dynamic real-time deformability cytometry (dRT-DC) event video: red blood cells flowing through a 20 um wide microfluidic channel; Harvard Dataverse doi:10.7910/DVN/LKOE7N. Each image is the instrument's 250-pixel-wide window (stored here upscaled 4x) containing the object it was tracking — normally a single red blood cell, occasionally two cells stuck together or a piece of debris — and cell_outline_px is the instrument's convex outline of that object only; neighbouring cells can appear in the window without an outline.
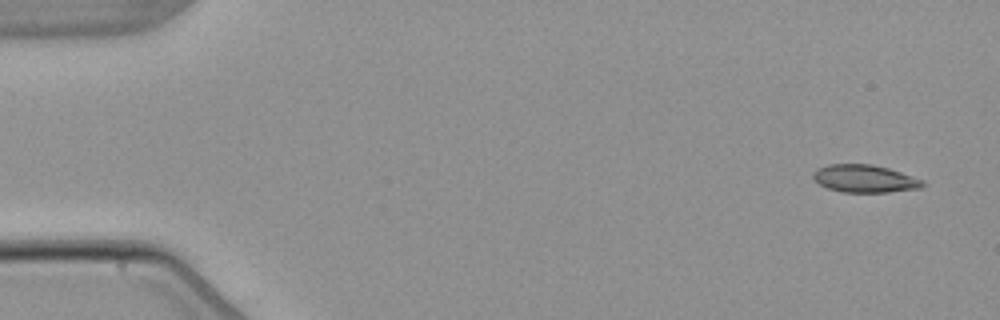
{"species": "common noctule bat (a hibernating species)", "species_latin": "Nyctalus noctula", "temperature_condition": "warm", "stored_images_in_passage": 5, "camera_frame_rate_fps": 3000, "um_per_image_px": 0.085, "animal": {"sex": "male", "body_mass_g": 21.5, "forearm_length_mm": 52.0}, "frame": {"image": 1, "passage_image": 1, "time_ms": 0.0, "image_size_px": [1000, 320], "cell_outline_px": [[924, 188], [888, 192], [844, 192], [828, 188], [820, 184], [812, 176], [812, 172], [816, 168], [828, 164], [872, 164], [888, 168], [924, 180]], "centroid_in_image_um": [73.51, 15.18], "position_along_channel_um": 11.5, "area_um2": 17.69}}
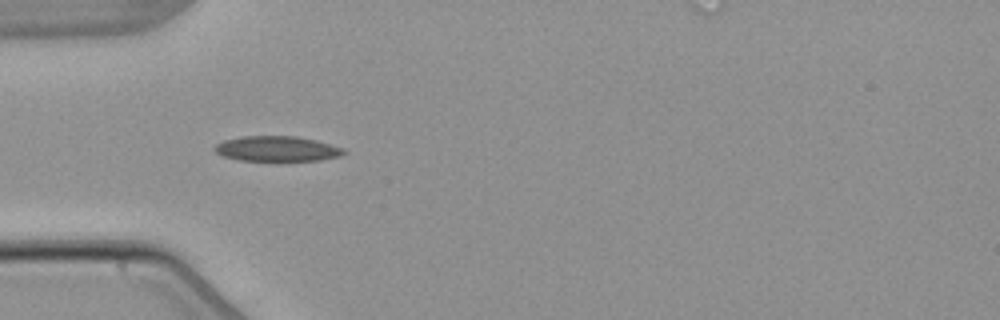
{"frame": {"image": 2, "passage_image": 4, "time_ms": 4.667, "image_size_px": [1000, 320], "cell_outline_px": [[348, 152], [340, 156], [320, 160], [240, 160], [224, 156], [216, 152], [212, 148], [216, 144], [224, 140], [244, 136], [296, 136], [316, 140], [344, 148]], "centroid_in_image_um": [23.57, 12.63], "position_along_channel_um": 61.4, "area_um2": 18.84}}
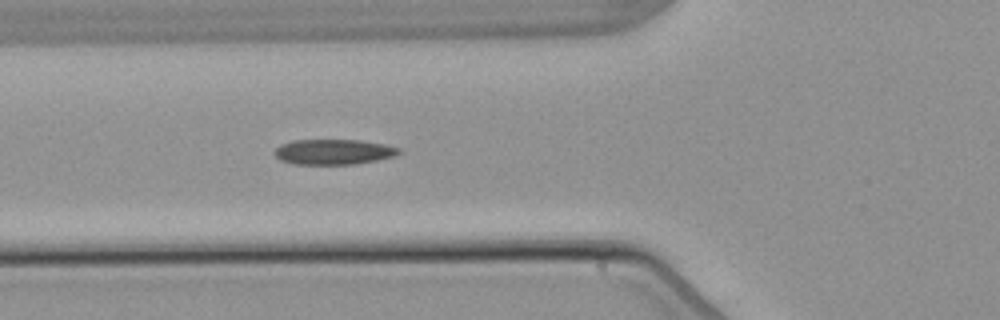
{"frame": {"image": 3, "passage_image": 5, "time_ms": 5.667, "image_size_px": [1000, 320], "cell_outline_px": [[400, 152], [392, 156], [376, 160], [356, 164], [292, 164], [280, 160], [276, 156], [276, 148], [280, 144], [292, 140], [360, 140], [384, 144], [400, 148]], "centroid_in_image_um": [28.32, 12.9], "position_along_channel_um": 97.5, "area_um2": 18.21}}